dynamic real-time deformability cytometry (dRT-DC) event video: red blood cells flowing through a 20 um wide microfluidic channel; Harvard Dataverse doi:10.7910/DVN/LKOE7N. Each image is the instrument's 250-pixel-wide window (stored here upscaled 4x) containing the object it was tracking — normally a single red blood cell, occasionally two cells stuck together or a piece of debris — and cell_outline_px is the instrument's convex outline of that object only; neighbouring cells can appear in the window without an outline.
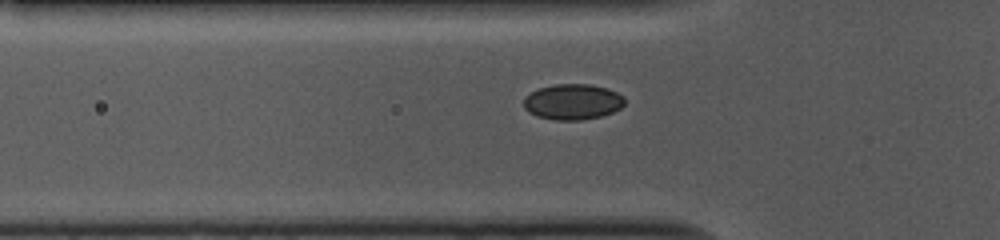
{"species": "common noctule bat (a hibernating species)", "species_latin": "Nyctalus noctula", "temperature_condition": "cold", "stored_images_in_passage": 38, "camera_frame_rate_fps": 3000, "um_per_image_px": 0.085, "animal": {"sex": "female", "body_mass_g": 10.0, "forearm_length_mm": 53.1}, "frame": {"image": 1, "passage_image": 7, "time_ms": 2.0, "image_size_px": [1000, 240], "cell_outline_px": [[624, 104], [620, 108], [612, 112], [600, 116], [580, 120], [556, 120], [536, 116], [528, 112], [524, 108], [524, 96], [540, 88], [556, 84], [588, 84], [608, 88], [624, 96]], "centroid_in_image_um": [48.67, 8.65], "position_along_channel_um": 77.1, "area_um2": 20.92}}
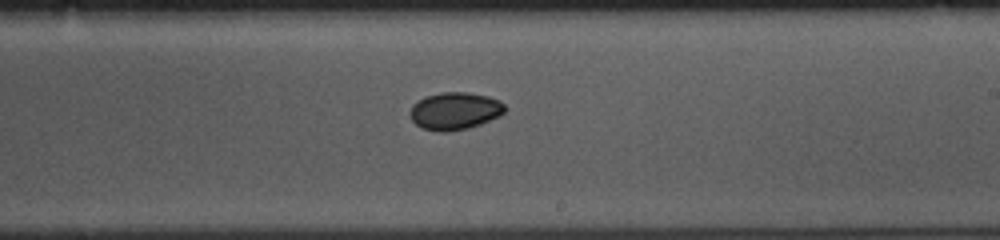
{"frame": {"image": 2, "passage_image": 21, "time_ms": 6.667, "image_size_px": [1000, 240], "cell_outline_px": [[504, 112], [500, 116], [480, 124], [468, 128], [448, 132], [440, 132], [424, 128], [416, 124], [412, 120], [408, 112], [412, 104], [416, 100], [424, 96], [440, 92], [468, 92], [488, 96], [500, 100], [504, 104]], "centroid_in_image_um": [38.63, 9.42], "position_along_channel_um": 250.4, "area_um2": 20.92}}
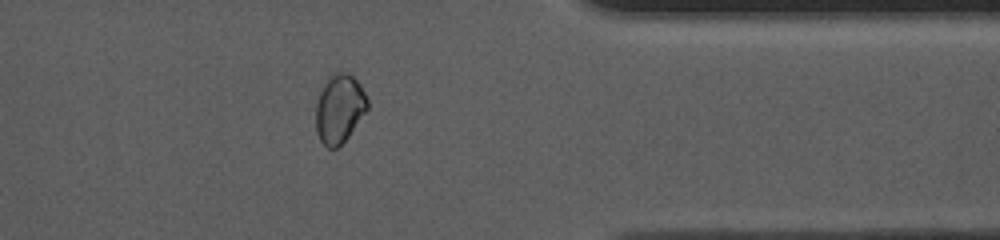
{"frame": {"image": 3, "passage_image": 33, "time_ms": 10.667, "image_size_px": [1000, 240], "cell_outline_px": [[368, 108], [348, 136], [336, 148], [328, 148], [320, 140], [316, 132], [316, 104], [320, 92], [328, 76], [336, 72], [348, 72], [360, 84], [368, 100]], "centroid_in_image_um": [28.84, 9.22], "position_along_channel_um": 382.6, "area_um2": 20.46}, "authors_computed_cell_mechanics": {"area_um2": 20.4612, "velocity_mm_per_s": 3.6945, "shape_relaxation_time_tau1_ms": null, "shape_relaxation_time_tau2_ms": 4.9516, "deformation_change_tau1": null, "deformation_change_tau2": 0.0444}}